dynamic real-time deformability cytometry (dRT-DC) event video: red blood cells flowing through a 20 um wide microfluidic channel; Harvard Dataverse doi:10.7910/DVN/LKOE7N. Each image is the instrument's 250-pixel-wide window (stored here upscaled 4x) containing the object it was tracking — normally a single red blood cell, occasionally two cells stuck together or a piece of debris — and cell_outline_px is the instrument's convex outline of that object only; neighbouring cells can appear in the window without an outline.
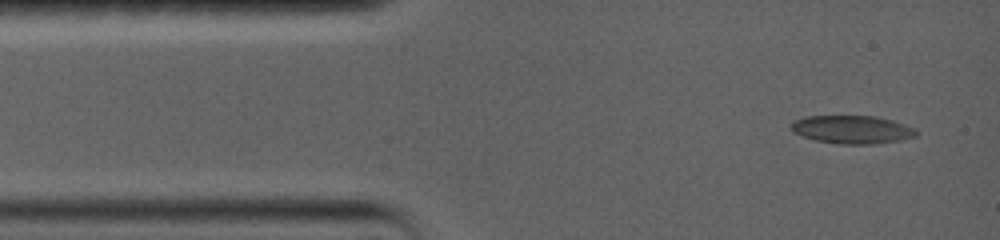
{"species": "common noctule bat (a hibernating species)", "species_latin": "Nyctalus noctula", "temperature_condition": "warm", "stored_images_in_passage": 20, "camera_frame_rate_fps": 5000, "um_per_image_px": 0.085, "animal": {"sex": "female", "body_mass_g": 19.0, "forearm_length_mm": 56.7}, "frame": {"image": 1, "passage_image": 1, "time_ms": 0.0, "image_size_px": [1000, 240], "cell_outline_px": [[916, 136], [900, 140], [876, 144], [840, 144], [816, 140], [792, 132], [788, 124], [804, 116], [876, 116], [892, 120], [916, 128]], "centroid_in_image_um": [72.41, 11.01], "position_along_channel_um": 12.6, "area_um2": 20.58}}
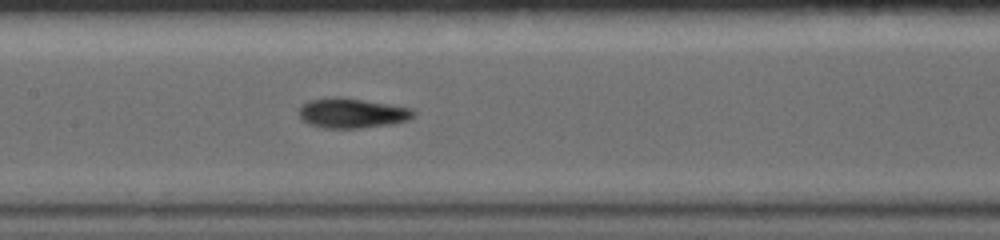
{"frame": {"image": 2, "passage_image": 9, "time_ms": 6.2, "image_size_px": [1000, 240], "cell_outline_px": [[416, 116], [408, 120], [392, 124], [360, 128], [324, 128], [308, 124], [300, 120], [300, 104], [308, 100], [328, 96], [336, 96], [364, 100], [412, 108], [416, 112]], "centroid_in_image_um": [29.9, 9.61], "position_along_channel_um": 177.5, "area_um2": 20.29}}
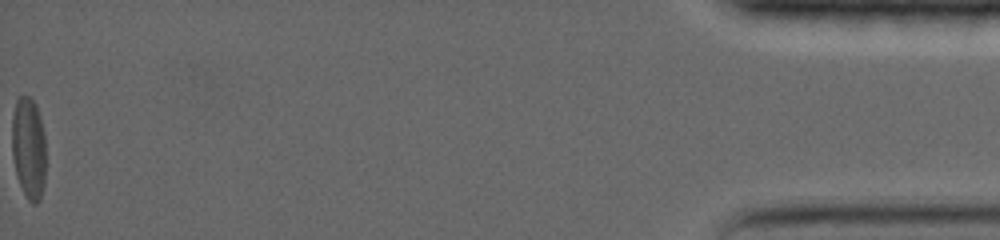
{"frame": {"image": 3, "passage_image": 20, "time_ms": 17.4, "image_size_px": [1000, 240], "cell_outline_px": [[44, 184], [40, 200], [36, 204], [32, 204], [28, 200], [16, 176], [12, 156], [12, 116], [16, 100], [20, 96], [28, 96], [36, 104], [40, 116], [44, 132]], "centroid_in_image_um": [2.42, 12.58], "position_along_channel_um": 432.8, "area_um2": 20.17}, "authors_computed_cell_mechanics": {"area_um2": 19.5364, "velocity_mm_per_s": 3.5729, "shape_relaxation_time_tau1_ms": 10.4681, "shape_relaxation_time_tau2_ms": 2.8555, "deformation_change_tau1": 0.1817, "deformation_change_tau2": 0.082}}